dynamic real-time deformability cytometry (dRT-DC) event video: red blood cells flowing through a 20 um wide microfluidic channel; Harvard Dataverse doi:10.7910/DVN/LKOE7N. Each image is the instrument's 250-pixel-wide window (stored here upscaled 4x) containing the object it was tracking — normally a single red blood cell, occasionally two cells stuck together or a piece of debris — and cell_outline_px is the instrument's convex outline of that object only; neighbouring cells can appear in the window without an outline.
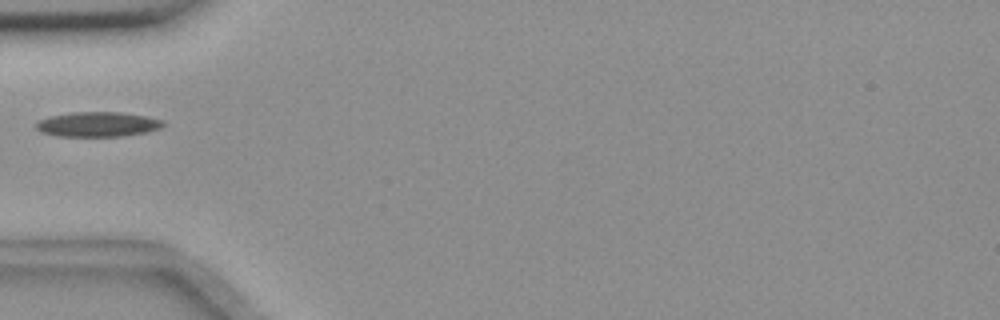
{"species": "common noctule bat (a hibernating species)", "species_latin": "Nyctalus noctula", "temperature_condition": "room temperature", "stored_images_in_passage": 7, "camera_frame_rate_fps": 3000, "um_per_image_px": 0.085, "animal": {"sex": "female", "body_mass_g": 18.4}, "frame": {"image": 1, "passage_image": 1, "time_ms": 0.0, "image_size_px": [1000, 320], "cell_outline_px": [[164, 124], [160, 128], [148, 132], [120, 136], [56, 136], [40, 132], [36, 128], [36, 124], [40, 120], [48, 116], [72, 112], [120, 112], [148, 116], [164, 120]], "centroid_in_image_um": [8.31, 10.56], "position_along_channel_um": 76.7, "area_um2": 18.5}}
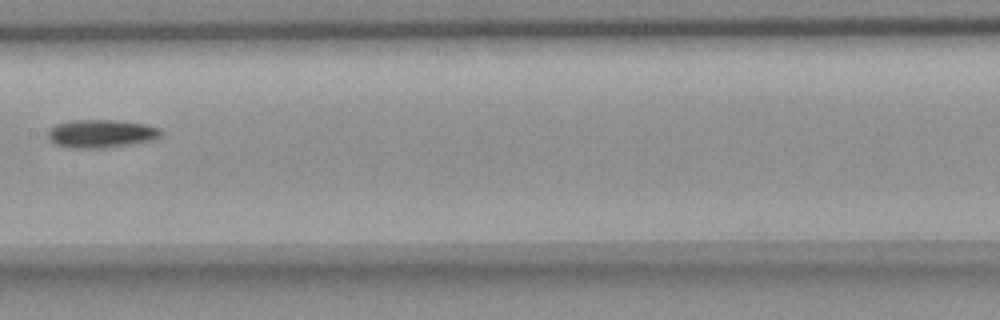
{"frame": {"image": 2, "passage_image": 4, "time_ms": 3.333, "image_size_px": [1000, 320], "cell_outline_px": [[160, 136], [152, 140], [100, 148], [68, 148], [56, 144], [48, 140], [48, 132], [56, 124], [72, 120], [116, 120], [144, 124], [160, 128]], "centroid_in_image_um": [8.55, 11.35], "position_along_channel_um": 198.9, "area_um2": 18.26}}
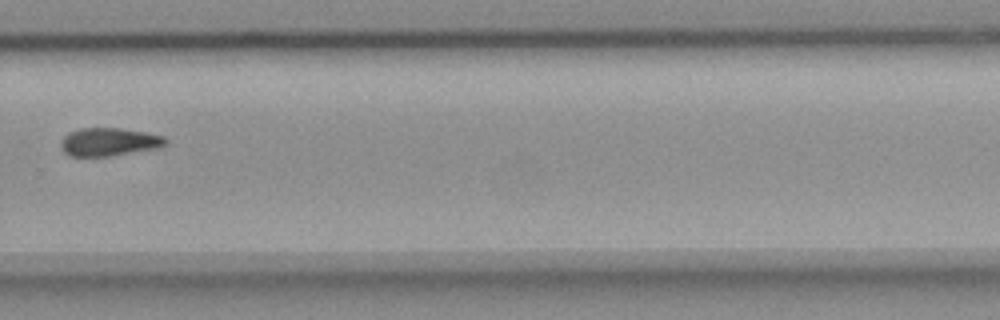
{"frame": {"image": 3, "passage_image": 7, "time_ms": 6.667, "image_size_px": [1000, 320], "cell_outline_px": [[168, 140], [164, 144], [156, 148], [108, 156], [68, 156], [60, 148], [60, 140], [68, 132], [80, 128], [120, 128], [144, 132], [164, 136]], "centroid_in_image_um": [9.19, 12.05], "position_along_channel_um": 320.6, "area_um2": 17.11}}